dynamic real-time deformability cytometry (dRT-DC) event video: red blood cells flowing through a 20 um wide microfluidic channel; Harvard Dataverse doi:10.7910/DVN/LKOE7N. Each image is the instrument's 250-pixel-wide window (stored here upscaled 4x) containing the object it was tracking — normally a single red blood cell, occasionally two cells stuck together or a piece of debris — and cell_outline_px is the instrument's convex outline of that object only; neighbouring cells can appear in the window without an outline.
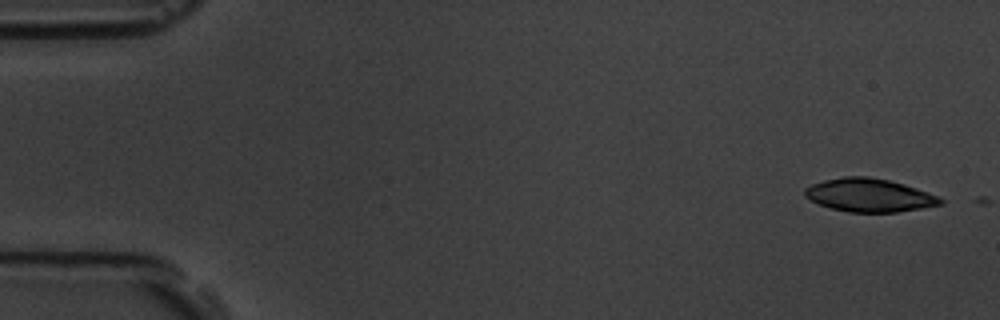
{"species": "common noctule bat (a hibernating species)", "species_latin": "Nyctalus noctula", "temperature_condition": "room temperature", "stored_images_in_passage": 2, "camera_frame_rate_fps": 3000, "um_per_image_px": 0.085, "animal": {"sex": "male", "body_mass_g": 19.5, "forearm_length_mm": 54.6}, "frame": {"image": 1, "passage_image": 1, "time_ms": 0.0, "image_size_px": [1000, 320], "cell_outline_px": [[944, 204], [896, 212], [848, 212], [832, 208], [820, 204], [804, 196], [804, 188], [812, 184], [824, 180], [844, 176], [868, 176], [888, 180], [904, 184], [916, 188], [936, 196], [944, 200]], "centroid_in_image_um": [73.87, 16.58], "position_along_channel_um": 11.1, "area_um2": 26.07}}